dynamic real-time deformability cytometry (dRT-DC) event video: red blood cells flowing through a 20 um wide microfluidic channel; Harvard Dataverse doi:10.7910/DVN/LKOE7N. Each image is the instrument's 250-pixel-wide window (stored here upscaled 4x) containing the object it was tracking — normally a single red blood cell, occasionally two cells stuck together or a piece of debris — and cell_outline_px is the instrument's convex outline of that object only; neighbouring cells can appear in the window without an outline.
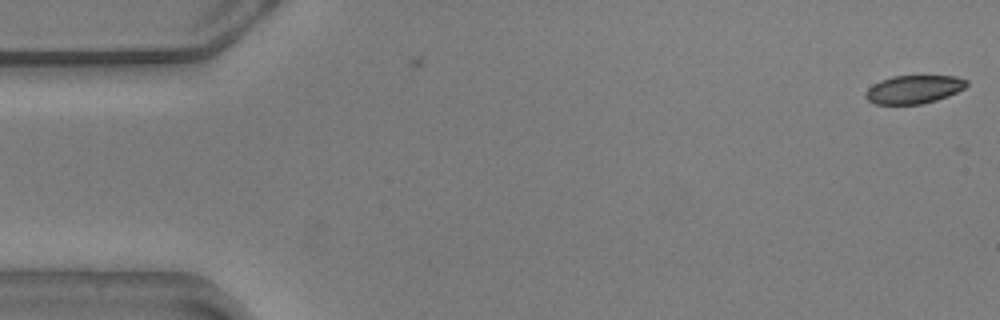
{"species": "common noctule bat (a hibernating species)", "species_latin": "Nyctalus noctula", "temperature_condition": "warm", "stored_images_in_passage": 3, "camera_frame_rate_fps": 3000, "um_per_image_px": 0.085, "animal": {"sex": "male", "body_mass_g": 20.5, "forearm_length_mm": 52.5}, "frame": {"image": 1, "passage_image": 3, "time_ms": 0.667, "image_size_px": [1000, 320], "cell_outline_px": [[968, 84], [964, 88], [948, 96], [936, 100], [920, 104], [876, 104], [868, 100], [864, 96], [864, 92], [872, 84], [892, 76], [956, 76], [968, 80]], "centroid_in_image_um": [77.66, 7.59], "position_along_channel_um": 7.3, "area_um2": 16.65}}